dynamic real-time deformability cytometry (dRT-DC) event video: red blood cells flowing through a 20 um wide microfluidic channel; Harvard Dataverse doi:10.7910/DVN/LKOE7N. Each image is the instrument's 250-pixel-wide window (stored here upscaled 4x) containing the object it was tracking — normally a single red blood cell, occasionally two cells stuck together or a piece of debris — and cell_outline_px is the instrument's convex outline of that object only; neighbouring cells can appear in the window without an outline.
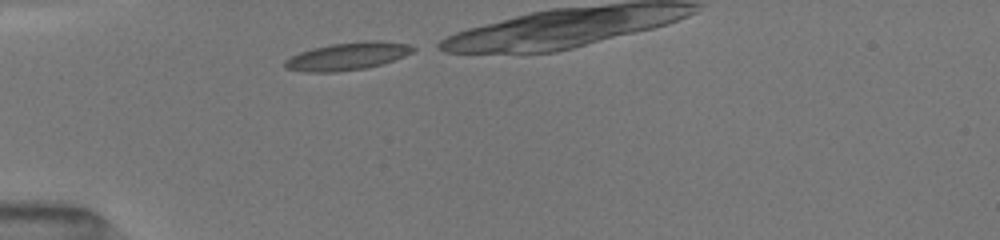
{"species": "common noctule bat (a hibernating species)", "species_latin": "Nyctalus noctula", "temperature_condition": "room temperature", "stored_images_in_passage": 8, "camera_frame_rate_fps": 3000, "um_per_image_px": 0.085, "animal": {"sex": "female", "body_mass_g": 19.5, "forearm_length_mm": 54.1}, "frame": {"image": 1, "passage_image": 1, "time_ms": 0.0, "image_size_px": [1000, 240], "cell_outline_px": [[416, 48], [412, 52], [404, 56], [384, 64], [368, 68], [336, 72], [304, 72], [284, 68], [284, 60], [300, 52], [312, 48], [332, 44], [364, 40], [376, 40], [408, 44]], "centroid_in_image_um": [29.54, 4.78], "position_along_channel_um": 55.5, "area_um2": 20.81}}
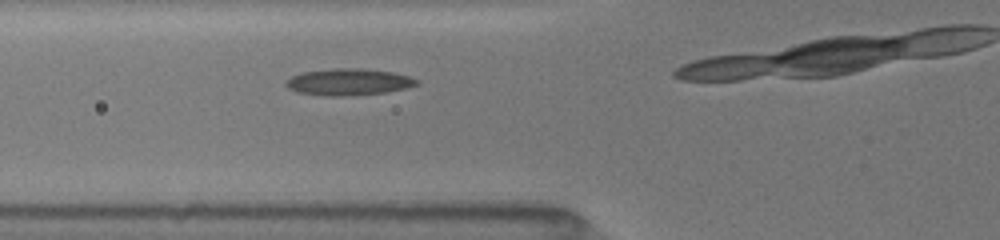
{"frame": {"image": 2, "passage_image": 5, "time_ms": 1.333, "image_size_px": [1000, 240], "cell_outline_px": [[420, 80], [416, 84], [404, 88], [384, 92], [340, 96], [332, 96], [296, 92], [288, 88], [284, 84], [292, 76], [304, 72], [332, 68], [360, 68], [392, 72], [408, 76]], "centroid_in_image_um": [29.6, 6.95], "position_along_channel_um": 96.2, "area_um2": 19.94}}